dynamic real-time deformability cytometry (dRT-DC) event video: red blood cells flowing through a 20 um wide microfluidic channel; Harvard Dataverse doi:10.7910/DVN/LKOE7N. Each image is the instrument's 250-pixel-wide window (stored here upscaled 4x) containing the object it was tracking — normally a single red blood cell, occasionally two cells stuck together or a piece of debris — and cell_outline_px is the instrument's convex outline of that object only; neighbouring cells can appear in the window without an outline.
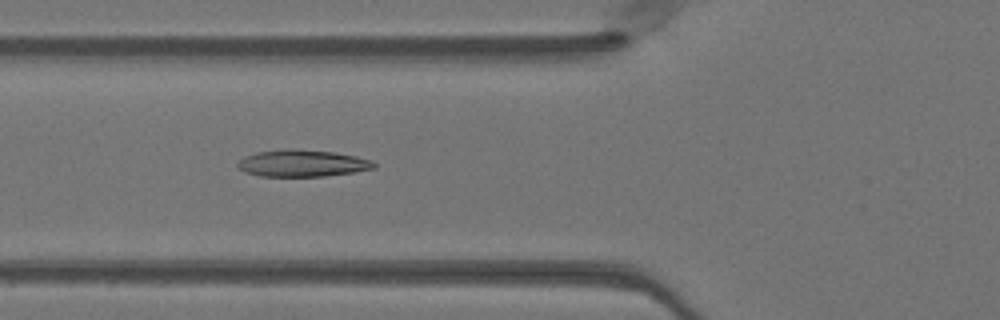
{"species": "Egyptian fruit bat (a non-hibernating species)", "species_latin": "Rousettus aegyptiacus", "temperature_condition": "warm", "stored_images_in_passage": 21, "camera_frame_rate_fps": 3000, "um_per_image_px": 0.085, "animal": {"sex": "female"}, "frame": {"image": 1, "passage_image": 10, "time_ms": 3.0, "image_size_px": [1000, 320], "cell_outline_px": [[376, 168], [352, 172], [324, 176], [260, 176], [244, 172], [236, 164], [244, 156], [256, 152], [284, 148], [296, 148], [336, 152], [356, 156], [372, 160], [376, 164]], "centroid_in_image_um": [25.69, 13.86], "position_along_channel_um": 100.1, "area_um2": 21.56}}
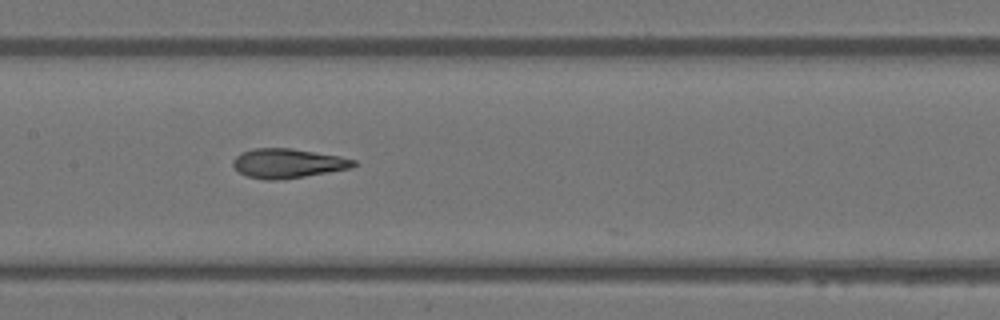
{"frame": {"image": 2, "passage_image": 16, "time_ms": 5.0, "image_size_px": [1000, 320], "cell_outline_px": [[356, 164], [352, 168], [304, 176], [276, 180], [268, 180], [248, 176], [240, 172], [232, 164], [232, 160], [240, 152], [252, 148], [292, 148], [340, 156], [356, 160]], "centroid_in_image_um": [24.46, 13.86], "position_along_channel_um": 182.9, "area_um2": 20.58}}
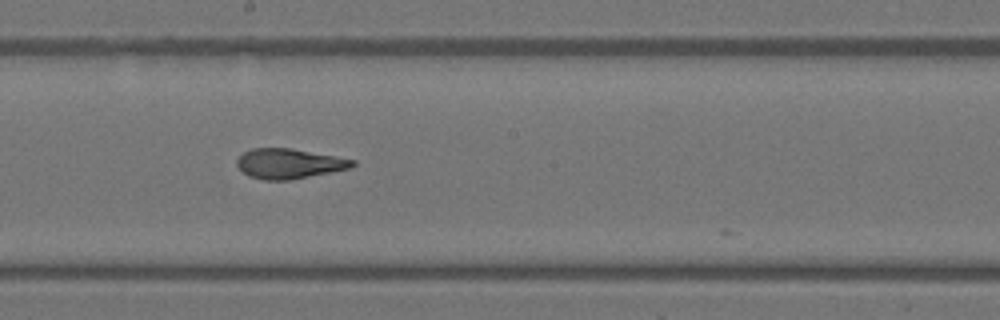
{"frame": {"image": 3, "passage_image": 19, "time_ms": 6.0, "image_size_px": [1000, 320], "cell_outline_px": [[356, 164], [352, 168], [292, 180], [264, 180], [248, 176], [236, 164], [236, 160], [244, 152], [252, 148], [292, 148], [356, 160]], "centroid_in_image_um": [24.6, 13.91], "position_along_channel_um": 223.6, "area_um2": 20.29}}